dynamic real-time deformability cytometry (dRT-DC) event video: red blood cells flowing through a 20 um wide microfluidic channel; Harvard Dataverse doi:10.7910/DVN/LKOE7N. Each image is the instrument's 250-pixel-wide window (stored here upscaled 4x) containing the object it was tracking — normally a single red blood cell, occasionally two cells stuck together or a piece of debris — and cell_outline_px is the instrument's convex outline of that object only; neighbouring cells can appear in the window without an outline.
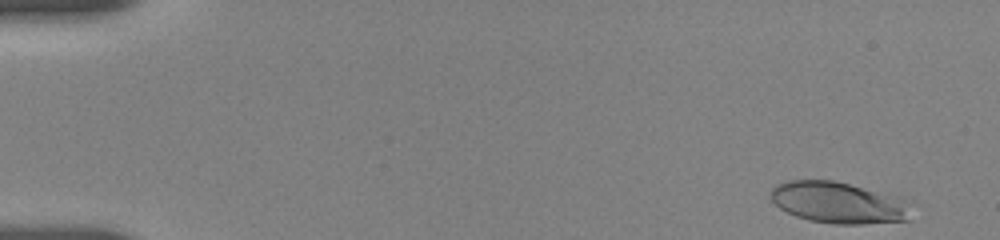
{"species": "human", "species_latin": "Homo sapiens", "temperature_condition": "room temperature", "stored_images_in_passage": 13, "camera_frame_rate_fps": 3000, "um_per_image_px": 0.085, "donor": {"sex": "female"}, "frame": {"image": 1, "passage_image": 1, "time_ms": 0.0, "image_size_px": [1000, 240], "cell_outline_px": [[912, 220], [864, 224], [832, 224], [808, 220], [796, 216], [780, 208], [768, 196], [772, 188], [776, 184], [788, 180], [832, 180], [896, 196], [912, 204]], "centroid_in_image_um": [71.3, 17.24], "position_along_channel_um": 13.7, "area_um2": 34.22}}
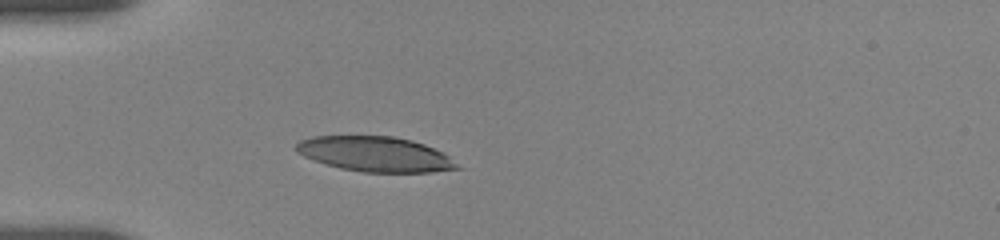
{"frame": {"image": 2, "passage_image": 9, "time_ms": 4.333, "image_size_px": [1000, 240], "cell_outline_px": [[464, 168], [432, 172], [364, 172], [340, 168], [304, 156], [296, 152], [292, 148], [300, 140], [312, 136], [392, 136], [412, 140], [424, 144], [444, 152]], "centroid_in_image_um": [31.93, 13.1], "position_along_channel_um": 53.1, "area_um2": 33.0}}
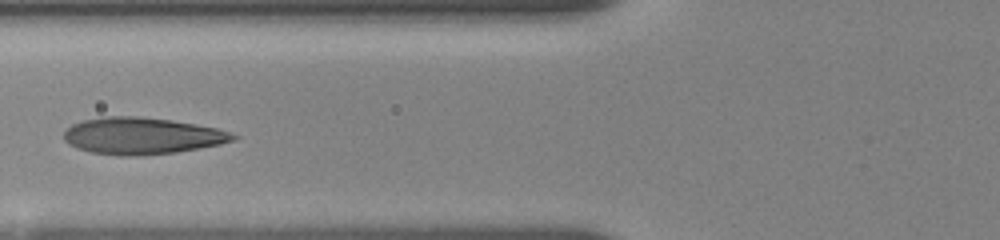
{"frame": {"image": 3, "passage_image": 12, "time_ms": 6.333, "image_size_px": [1000, 240], "cell_outline_px": [[240, 136], [236, 140], [220, 144], [176, 152], [136, 156], [120, 156], [92, 152], [76, 148], [68, 144], [64, 140], [64, 132], [72, 124], [84, 120], [100, 116], [140, 116], [172, 120], [196, 124], [216, 128]], "centroid_in_image_um": [12.05, 11.54], "position_along_channel_um": 113.7, "area_um2": 36.36}}